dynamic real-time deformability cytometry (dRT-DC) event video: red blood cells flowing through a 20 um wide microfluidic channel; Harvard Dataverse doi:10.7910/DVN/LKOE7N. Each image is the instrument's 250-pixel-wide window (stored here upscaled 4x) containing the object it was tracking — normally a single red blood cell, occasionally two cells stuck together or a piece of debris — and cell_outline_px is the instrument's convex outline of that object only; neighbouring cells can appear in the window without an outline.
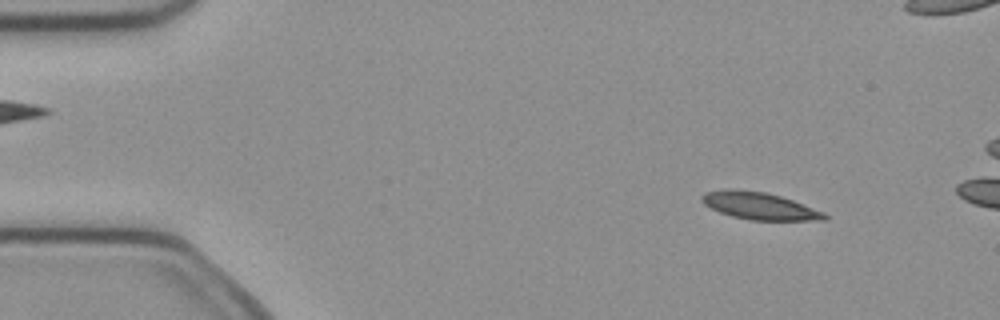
{"species": "common noctule bat (a hibernating species)", "species_latin": "Nyctalus noctula", "temperature_condition": "cold", "stored_images_in_passage": 4, "camera_frame_rate_fps": 3000, "um_per_image_px": 0.085, "animal": {"sex": "female", "body_mass_g": 21.9}, "frame": {"image": 1, "passage_image": 1, "time_ms": 0.0, "image_size_px": [1000, 320], "cell_outline_px": [[828, 220], [748, 220], [732, 216], [720, 212], [704, 204], [700, 200], [700, 196], [704, 192], [724, 188], [732, 188], [764, 192], [780, 196], [804, 204], [824, 212], [828, 216]], "centroid_in_image_um": [64.52, 17.49], "position_along_channel_um": 20.5, "area_um2": 19.59}}